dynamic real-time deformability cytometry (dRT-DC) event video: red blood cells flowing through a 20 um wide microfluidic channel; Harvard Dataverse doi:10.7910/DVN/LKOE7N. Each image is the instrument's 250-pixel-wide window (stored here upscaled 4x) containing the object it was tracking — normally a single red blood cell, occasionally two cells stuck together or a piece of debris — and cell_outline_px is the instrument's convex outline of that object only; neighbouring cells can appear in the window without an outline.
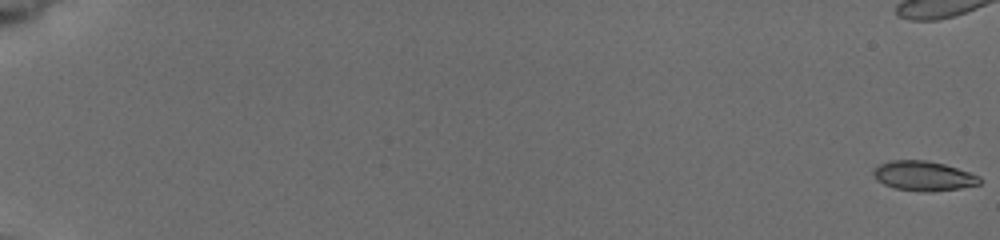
{"species": "common noctule bat (a hibernating species)", "species_latin": "Nyctalus noctula", "temperature_condition": "cold", "stored_images_in_passage": 14, "camera_frame_rate_fps": 3000, "um_per_image_px": 0.085, "animal": {"sex": "female", "body_mass_g": 19.5, "forearm_length_mm": 54.1}, "frame": {"image": 1, "passage_image": 1, "time_ms": 0.0, "image_size_px": [1000, 240], "cell_outline_px": [[980, 184], [960, 188], [928, 192], [924, 192], [896, 188], [884, 184], [876, 180], [872, 172], [880, 164], [888, 160], [924, 160], [944, 164], [980, 176]], "centroid_in_image_um": [78.48, 14.95], "position_along_channel_um": 6.5, "area_um2": 18.21}}
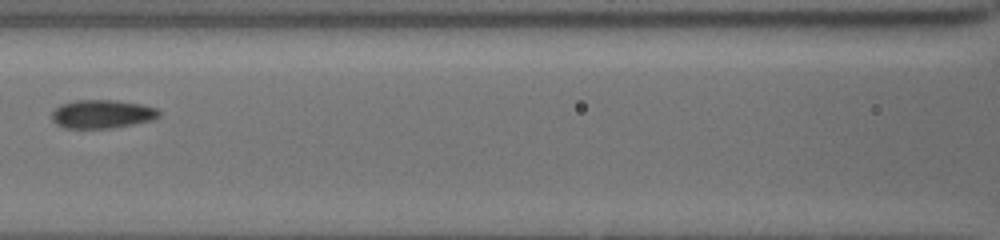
{"frame": {"image": 2, "passage_image": 12, "time_ms": 10.0, "image_size_px": [1000, 240], "cell_outline_px": [[160, 116], [156, 120], [112, 128], [64, 128], [56, 124], [52, 120], [52, 112], [60, 104], [76, 100], [116, 100], [140, 104], [156, 108], [160, 112]], "centroid_in_image_um": [8.7, 9.7], "position_along_channel_um": 157.9, "area_um2": 17.98}}